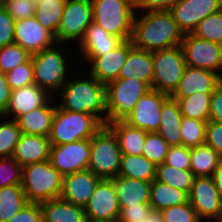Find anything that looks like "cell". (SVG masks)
Returning <instances> with one entry per match:
<instances>
[{"label": "cell", "mask_w": 222, "mask_h": 222, "mask_svg": "<svg viewBox=\"0 0 222 222\" xmlns=\"http://www.w3.org/2000/svg\"><path fill=\"white\" fill-rule=\"evenodd\" d=\"M50 150L49 137L22 133L12 157L23 167L49 160Z\"/></svg>", "instance_id": "7402d4cb"}, {"label": "cell", "mask_w": 222, "mask_h": 222, "mask_svg": "<svg viewBox=\"0 0 222 222\" xmlns=\"http://www.w3.org/2000/svg\"><path fill=\"white\" fill-rule=\"evenodd\" d=\"M135 10L141 9L148 11H169L181 0H134Z\"/></svg>", "instance_id": "816d5d0a"}, {"label": "cell", "mask_w": 222, "mask_h": 222, "mask_svg": "<svg viewBox=\"0 0 222 222\" xmlns=\"http://www.w3.org/2000/svg\"><path fill=\"white\" fill-rule=\"evenodd\" d=\"M11 90L34 84L33 65L31 57L23 64L17 65L5 74Z\"/></svg>", "instance_id": "b9f144b4"}, {"label": "cell", "mask_w": 222, "mask_h": 222, "mask_svg": "<svg viewBox=\"0 0 222 222\" xmlns=\"http://www.w3.org/2000/svg\"><path fill=\"white\" fill-rule=\"evenodd\" d=\"M1 4L15 22L35 16L34 0H2Z\"/></svg>", "instance_id": "f6af8a7d"}, {"label": "cell", "mask_w": 222, "mask_h": 222, "mask_svg": "<svg viewBox=\"0 0 222 222\" xmlns=\"http://www.w3.org/2000/svg\"><path fill=\"white\" fill-rule=\"evenodd\" d=\"M49 92L43 88L32 84L22 88H17L11 91L7 109L3 115L17 117L28 113L34 109L44 106L49 102Z\"/></svg>", "instance_id": "44dd1931"}, {"label": "cell", "mask_w": 222, "mask_h": 222, "mask_svg": "<svg viewBox=\"0 0 222 222\" xmlns=\"http://www.w3.org/2000/svg\"><path fill=\"white\" fill-rule=\"evenodd\" d=\"M15 21L7 10L0 5V48L14 43Z\"/></svg>", "instance_id": "7dc6e473"}, {"label": "cell", "mask_w": 222, "mask_h": 222, "mask_svg": "<svg viewBox=\"0 0 222 222\" xmlns=\"http://www.w3.org/2000/svg\"><path fill=\"white\" fill-rule=\"evenodd\" d=\"M207 121L186 118L181 120V145L187 148L205 144V132Z\"/></svg>", "instance_id": "8d00e7d4"}, {"label": "cell", "mask_w": 222, "mask_h": 222, "mask_svg": "<svg viewBox=\"0 0 222 222\" xmlns=\"http://www.w3.org/2000/svg\"><path fill=\"white\" fill-rule=\"evenodd\" d=\"M29 202L21 184L10 185L0 189V222L9 221Z\"/></svg>", "instance_id": "d6a6232c"}, {"label": "cell", "mask_w": 222, "mask_h": 222, "mask_svg": "<svg viewBox=\"0 0 222 222\" xmlns=\"http://www.w3.org/2000/svg\"><path fill=\"white\" fill-rule=\"evenodd\" d=\"M216 189L222 199V159L220 160L218 167L215 169L212 175Z\"/></svg>", "instance_id": "11a10c76"}, {"label": "cell", "mask_w": 222, "mask_h": 222, "mask_svg": "<svg viewBox=\"0 0 222 222\" xmlns=\"http://www.w3.org/2000/svg\"><path fill=\"white\" fill-rule=\"evenodd\" d=\"M1 118L0 116V158L12 157L22 133L14 119L2 123Z\"/></svg>", "instance_id": "ab89813d"}, {"label": "cell", "mask_w": 222, "mask_h": 222, "mask_svg": "<svg viewBox=\"0 0 222 222\" xmlns=\"http://www.w3.org/2000/svg\"><path fill=\"white\" fill-rule=\"evenodd\" d=\"M63 176L53 167L50 160L23 166L22 182L29 203H42L60 198Z\"/></svg>", "instance_id": "3957f363"}, {"label": "cell", "mask_w": 222, "mask_h": 222, "mask_svg": "<svg viewBox=\"0 0 222 222\" xmlns=\"http://www.w3.org/2000/svg\"><path fill=\"white\" fill-rule=\"evenodd\" d=\"M103 125L96 116L56 106L49 140L51 145H60L91 139Z\"/></svg>", "instance_id": "5b68a950"}, {"label": "cell", "mask_w": 222, "mask_h": 222, "mask_svg": "<svg viewBox=\"0 0 222 222\" xmlns=\"http://www.w3.org/2000/svg\"><path fill=\"white\" fill-rule=\"evenodd\" d=\"M163 222H201L189 201L160 211Z\"/></svg>", "instance_id": "7bdbcfd3"}, {"label": "cell", "mask_w": 222, "mask_h": 222, "mask_svg": "<svg viewBox=\"0 0 222 222\" xmlns=\"http://www.w3.org/2000/svg\"><path fill=\"white\" fill-rule=\"evenodd\" d=\"M221 84V75L214 71L186 66L171 98H185L196 92L213 93Z\"/></svg>", "instance_id": "ffe728a7"}, {"label": "cell", "mask_w": 222, "mask_h": 222, "mask_svg": "<svg viewBox=\"0 0 222 222\" xmlns=\"http://www.w3.org/2000/svg\"><path fill=\"white\" fill-rule=\"evenodd\" d=\"M153 209L149 204H138L134 207H120L118 222H138L148 218Z\"/></svg>", "instance_id": "681fc988"}, {"label": "cell", "mask_w": 222, "mask_h": 222, "mask_svg": "<svg viewBox=\"0 0 222 222\" xmlns=\"http://www.w3.org/2000/svg\"><path fill=\"white\" fill-rule=\"evenodd\" d=\"M93 22L122 41L132 37L134 0H91Z\"/></svg>", "instance_id": "277c9868"}, {"label": "cell", "mask_w": 222, "mask_h": 222, "mask_svg": "<svg viewBox=\"0 0 222 222\" xmlns=\"http://www.w3.org/2000/svg\"><path fill=\"white\" fill-rule=\"evenodd\" d=\"M112 180L120 207L149 204L151 182L121 176Z\"/></svg>", "instance_id": "603a6c76"}, {"label": "cell", "mask_w": 222, "mask_h": 222, "mask_svg": "<svg viewBox=\"0 0 222 222\" xmlns=\"http://www.w3.org/2000/svg\"><path fill=\"white\" fill-rule=\"evenodd\" d=\"M161 119L157 133L170 145H181V120L183 118L179 105L170 96L164 101L161 108Z\"/></svg>", "instance_id": "484cf974"}, {"label": "cell", "mask_w": 222, "mask_h": 222, "mask_svg": "<svg viewBox=\"0 0 222 222\" xmlns=\"http://www.w3.org/2000/svg\"><path fill=\"white\" fill-rule=\"evenodd\" d=\"M44 222H87L84 208L61 199L40 203Z\"/></svg>", "instance_id": "f1b7e54d"}, {"label": "cell", "mask_w": 222, "mask_h": 222, "mask_svg": "<svg viewBox=\"0 0 222 222\" xmlns=\"http://www.w3.org/2000/svg\"><path fill=\"white\" fill-rule=\"evenodd\" d=\"M168 97V94L150 89L139 99L133 111L123 121L146 132H157L162 104Z\"/></svg>", "instance_id": "9a60e30c"}, {"label": "cell", "mask_w": 222, "mask_h": 222, "mask_svg": "<svg viewBox=\"0 0 222 222\" xmlns=\"http://www.w3.org/2000/svg\"><path fill=\"white\" fill-rule=\"evenodd\" d=\"M14 43L21 46L29 54H35L57 45L55 36L45 29L35 17L15 22Z\"/></svg>", "instance_id": "ac0fdd59"}, {"label": "cell", "mask_w": 222, "mask_h": 222, "mask_svg": "<svg viewBox=\"0 0 222 222\" xmlns=\"http://www.w3.org/2000/svg\"><path fill=\"white\" fill-rule=\"evenodd\" d=\"M211 93L196 92L185 98H172L177 101L183 117L203 121L209 120Z\"/></svg>", "instance_id": "e575fe53"}, {"label": "cell", "mask_w": 222, "mask_h": 222, "mask_svg": "<svg viewBox=\"0 0 222 222\" xmlns=\"http://www.w3.org/2000/svg\"><path fill=\"white\" fill-rule=\"evenodd\" d=\"M122 40L92 22L86 29L79 46L84 56H103L113 50Z\"/></svg>", "instance_id": "cb8c5ba5"}, {"label": "cell", "mask_w": 222, "mask_h": 222, "mask_svg": "<svg viewBox=\"0 0 222 222\" xmlns=\"http://www.w3.org/2000/svg\"><path fill=\"white\" fill-rule=\"evenodd\" d=\"M183 37L170 11H149L142 18L134 15L131 41L135 49L154 52L180 46Z\"/></svg>", "instance_id": "6da1fadb"}, {"label": "cell", "mask_w": 222, "mask_h": 222, "mask_svg": "<svg viewBox=\"0 0 222 222\" xmlns=\"http://www.w3.org/2000/svg\"><path fill=\"white\" fill-rule=\"evenodd\" d=\"M221 159L219 154L206 144L190 148V170L196 177H212Z\"/></svg>", "instance_id": "1f68e13d"}, {"label": "cell", "mask_w": 222, "mask_h": 222, "mask_svg": "<svg viewBox=\"0 0 222 222\" xmlns=\"http://www.w3.org/2000/svg\"><path fill=\"white\" fill-rule=\"evenodd\" d=\"M88 222H118L120 205L112 179H102L84 208Z\"/></svg>", "instance_id": "4fadbf2b"}, {"label": "cell", "mask_w": 222, "mask_h": 222, "mask_svg": "<svg viewBox=\"0 0 222 222\" xmlns=\"http://www.w3.org/2000/svg\"><path fill=\"white\" fill-rule=\"evenodd\" d=\"M107 125L116 134L122 154L142 155L148 132L132 127L123 120H116Z\"/></svg>", "instance_id": "83f0119b"}, {"label": "cell", "mask_w": 222, "mask_h": 222, "mask_svg": "<svg viewBox=\"0 0 222 222\" xmlns=\"http://www.w3.org/2000/svg\"><path fill=\"white\" fill-rule=\"evenodd\" d=\"M138 222H163V218L160 211L152 210L148 218L140 220Z\"/></svg>", "instance_id": "9f6ffc18"}, {"label": "cell", "mask_w": 222, "mask_h": 222, "mask_svg": "<svg viewBox=\"0 0 222 222\" xmlns=\"http://www.w3.org/2000/svg\"><path fill=\"white\" fill-rule=\"evenodd\" d=\"M150 89L145 82L135 78H118L105 85L106 125L124 120Z\"/></svg>", "instance_id": "52a82bcc"}, {"label": "cell", "mask_w": 222, "mask_h": 222, "mask_svg": "<svg viewBox=\"0 0 222 222\" xmlns=\"http://www.w3.org/2000/svg\"><path fill=\"white\" fill-rule=\"evenodd\" d=\"M164 164L180 170H190V148L170 146Z\"/></svg>", "instance_id": "bcb514c9"}, {"label": "cell", "mask_w": 222, "mask_h": 222, "mask_svg": "<svg viewBox=\"0 0 222 222\" xmlns=\"http://www.w3.org/2000/svg\"><path fill=\"white\" fill-rule=\"evenodd\" d=\"M118 78H135L150 88L153 80V52L133 48L120 69Z\"/></svg>", "instance_id": "d4e9b609"}, {"label": "cell", "mask_w": 222, "mask_h": 222, "mask_svg": "<svg viewBox=\"0 0 222 222\" xmlns=\"http://www.w3.org/2000/svg\"><path fill=\"white\" fill-rule=\"evenodd\" d=\"M35 1V3H37V2H41V1H43V0H34Z\"/></svg>", "instance_id": "6f0895ef"}, {"label": "cell", "mask_w": 222, "mask_h": 222, "mask_svg": "<svg viewBox=\"0 0 222 222\" xmlns=\"http://www.w3.org/2000/svg\"><path fill=\"white\" fill-rule=\"evenodd\" d=\"M192 34L198 38L222 45V10L205 17Z\"/></svg>", "instance_id": "74e56055"}, {"label": "cell", "mask_w": 222, "mask_h": 222, "mask_svg": "<svg viewBox=\"0 0 222 222\" xmlns=\"http://www.w3.org/2000/svg\"><path fill=\"white\" fill-rule=\"evenodd\" d=\"M188 201L195 209L198 218L222 219V199L212 177H196L188 194Z\"/></svg>", "instance_id": "5bb4252c"}, {"label": "cell", "mask_w": 222, "mask_h": 222, "mask_svg": "<svg viewBox=\"0 0 222 222\" xmlns=\"http://www.w3.org/2000/svg\"><path fill=\"white\" fill-rule=\"evenodd\" d=\"M89 80L68 81L61 88L62 104L58 106L61 109L82 112L96 116L104 125H106V116L99 115L106 113L105 85L100 83L92 75Z\"/></svg>", "instance_id": "7a4b0ae2"}, {"label": "cell", "mask_w": 222, "mask_h": 222, "mask_svg": "<svg viewBox=\"0 0 222 222\" xmlns=\"http://www.w3.org/2000/svg\"><path fill=\"white\" fill-rule=\"evenodd\" d=\"M169 148L170 145L157 132H148L142 156L157 166L164 163Z\"/></svg>", "instance_id": "f35d334b"}, {"label": "cell", "mask_w": 222, "mask_h": 222, "mask_svg": "<svg viewBox=\"0 0 222 222\" xmlns=\"http://www.w3.org/2000/svg\"><path fill=\"white\" fill-rule=\"evenodd\" d=\"M22 168L13 157L0 158V189L21 184Z\"/></svg>", "instance_id": "ee69618b"}, {"label": "cell", "mask_w": 222, "mask_h": 222, "mask_svg": "<svg viewBox=\"0 0 222 222\" xmlns=\"http://www.w3.org/2000/svg\"><path fill=\"white\" fill-rule=\"evenodd\" d=\"M7 222H44L40 203H28Z\"/></svg>", "instance_id": "f907efd6"}, {"label": "cell", "mask_w": 222, "mask_h": 222, "mask_svg": "<svg viewBox=\"0 0 222 222\" xmlns=\"http://www.w3.org/2000/svg\"><path fill=\"white\" fill-rule=\"evenodd\" d=\"M61 51L53 46L31 55L34 84L47 92L59 90L67 82V63Z\"/></svg>", "instance_id": "9c48e42d"}, {"label": "cell", "mask_w": 222, "mask_h": 222, "mask_svg": "<svg viewBox=\"0 0 222 222\" xmlns=\"http://www.w3.org/2000/svg\"><path fill=\"white\" fill-rule=\"evenodd\" d=\"M156 165L142 155L122 154L118 176L152 182Z\"/></svg>", "instance_id": "f546056e"}, {"label": "cell", "mask_w": 222, "mask_h": 222, "mask_svg": "<svg viewBox=\"0 0 222 222\" xmlns=\"http://www.w3.org/2000/svg\"><path fill=\"white\" fill-rule=\"evenodd\" d=\"M102 178L90 170L75 172L63 177L60 198L75 206L85 208Z\"/></svg>", "instance_id": "d6986e66"}, {"label": "cell", "mask_w": 222, "mask_h": 222, "mask_svg": "<svg viewBox=\"0 0 222 222\" xmlns=\"http://www.w3.org/2000/svg\"><path fill=\"white\" fill-rule=\"evenodd\" d=\"M92 22L91 0H66L57 29V44L78 39L81 42Z\"/></svg>", "instance_id": "30bf717a"}, {"label": "cell", "mask_w": 222, "mask_h": 222, "mask_svg": "<svg viewBox=\"0 0 222 222\" xmlns=\"http://www.w3.org/2000/svg\"><path fill=\"white\" fill-rule=\"evenodd\" d=\"M120 145L114 131L103 125L90 139L88 170L102 179L118 176L121 162Z\"/></svg>", "instance_id": "8992f818"}, {"label": "cell", "mask_w": 222, "mask_h": 222, "mask_svg": "<svg viewBox=\"0 0 222 222\" xmlns=\"http://www.w3.org/2000/svg\"><path fill=\"white\" fill-rule=\"evenodd\" d=\"M209 120L222 123V84L211 93Z\"/></svg>", "instance_id": "f5cc1de1"}, {"label": "cell", "mask_w": 222, "mask_h": 222, "mask_svg": "<svg viewBox=\"0 0 222 222\" xmlns=\"http://www.w3.org/2000/svg\"><path fill=\"white\" fill-rule=\"evenodd\" d=\"M186 66L218 72L222 69V45L184 34L181 42Z\"/></svg>", "instance_id": "8fae6325"}, {"label": "cell", "mask_w": 222, "mask_h": 222, "mask_svg": "<svg viewBox=\"0 0 222 222\" xmlns=\"http://www.w3.org/2000/svg\"><path fill=\"white\" fill-rule=\"evenodd\" d=\"M47 102L44 106L29 111L15 119L21 133L49 137L56 107Z\"/></svg>", "instance_id": "4316f807"}, {"label": "cell", "mask_w": 222, "mask_h": 222, "mask_svg": "<svg viewBox=\"0 0 222 222\" xmlns=\"http://www.w3.org/2000/svg\"><path fill=\"white\" fill-rule=\"evenodd\" d=\"M185 67L181 46L154 51L151 89L170 96L177 88Z\"/></svg>", "instance_id": "ba28073f"}, {"label": "cell", "mask_w": 222, "mask_h": 222, "mask_svg": "<svg viewBox=\"0 0 222 222\" xmlns=\"http://www.w3.org/2000/svg\"><path fill=\"white\" fill-rule=\"evenodd\" d=\"M222 10V0H181L171 10L183 34L192 33L208 15Z\"/></svg>", "instance_id": "2e32d148"}, {"label": "cell", "mask_w": 222, "mask_h": 222, "mask_svg": "<svg viewBox=\"0 0 222 222\" xmlns=\"http://www.w3.org/2000/svg\"><path fill=\"white\" fill-rule=\"evenodd\" d=\"M188 201V194L183 190L156 181L151 182L149 205L153 210L162 211L171 206Z\"/></svg>", "instance_id": "4dcf8cb0"}, {"label": "cell", "mask_w": 222, "mask_h": 222, "mask_svg": "<svg viewBox=\"0 0 222 222\" xmlns=\"http://www.w3.org/2000/svg\"><path fill=\"white\" fill-rule=\"evenodd\" d=\"M196 176L191 170H180L164 163L157 165L155 180L190 193Z\"/></svg>", "instance_id": "d590c367"}, {"label": "cell", "mask_w": 222, "mask_h": 222, "mask_svg": "<svg viewBox=\"0 0 222 222\" xmlns=\"http://www.w3.org/2000/svg\"><path fill=\"white\" fill-rule=\"evenodd\" d=\"M205 144L213 148L222 158V123L207 121Z\"/></svg>", "instance_id": "c3c4849f"}, {"label": "cell", "mask_w": 222, "mask_h": 222, "mask_svg": "<svg viewBox=\"0 0 222 222\" xmlns=\"http://www.w3.org/2000/svg\"><path fill=\"white\" fill-rule=\"evenodd\" d=\"M31 54L16 43L0 48V72L6 74L17 65L25 63Z\"/></svg>", "instance_id": "60d3db41"}, {"label": "cell", "mask_w": 222, "mask_h": 222, "mask_svg": "<svg viewBox=\"0 0 222 222\" xmlns=\"http://www.w3.org/2000/svg\"><path fill=\"white\" fill-rule=\"evenodd\" d=\"M131 39L122 41L113 50L103 56H85L92 65L89 71L103 85L118 79L120 69L126 62L129 52L133 49Z\"/></svg>", "instance_id": "e0dca14e"}, {"label": "cell", "mask_w": 222, "mask_h": 222, "mask_svg": "<svg viewBox=\"0 0 222 222\" xmlns=\"http://www.w3.org/2000/svg\"><path fill=\"white\" fill-rule=\"evenodd\" d=\"M11 91L5 74L0 72V116L3 115L7 109Z\"/></svg>", "instance_id": "db71d44e"}, {"label": "cell", "mask_w": 222, "mask_h": 222, "mask_svg": "<svg viewBox=\"0 0 222 222\" xmlns=\"http://www.w3.org/2000/svg\"><path fill=\"white\" fill-rule=\"evenodd\" d=\"M66 0H43L35 6L36 20L56 38Z\"/></svg>", "instance_id": "836d02e7"}, {"label": "cell", "mask_w": 222, "mask_h": 222, "mask_svg": "<svg viewBox=\"0 0 222 222\" xmlns=\"http://www.w3.org/2000/svg\"><path fill=\"white\" fill-rule=\"evenodd\" d=\"M49 160L63 177L87 170L90 161V139L51 145Z\"/></svg>", "instance_id": "7c38bea8"}]
</instances>
